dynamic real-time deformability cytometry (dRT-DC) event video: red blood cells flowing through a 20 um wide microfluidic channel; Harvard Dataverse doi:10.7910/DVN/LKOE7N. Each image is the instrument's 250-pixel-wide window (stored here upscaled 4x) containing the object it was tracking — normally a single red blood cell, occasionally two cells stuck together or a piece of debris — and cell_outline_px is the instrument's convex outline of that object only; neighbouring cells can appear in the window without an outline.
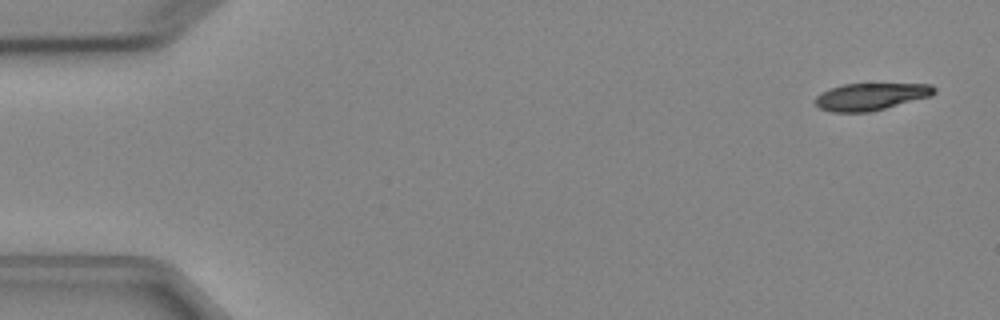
{"species": "Egyptian fruit bat (a non-hibernating species)", "species_latin": "Rousettus aegyptiacus", "temperature_condition": "cold", "stored_images_in_passage": 8, "camera_frame_rate_fps": 3000, "um_per_image_px": 0.085, "animal": {"sex": "female"}, "frame": {"image": 1, "passage_image": 1, "time_ms": 0.0, "image_size_px": [1000, 320], "cell_outline_px": [[936, 92], [932, 96], [868, 112], [832, 112], [820, 108], [816, 104], [816, 96], [820, 92], [828, 88], [844, 84], [932, 84], [936, 88]], "centroid_in_image_um": [74.02, 8.2], "position_along_channel_um": 11.0, "area_um2": 18.79}}
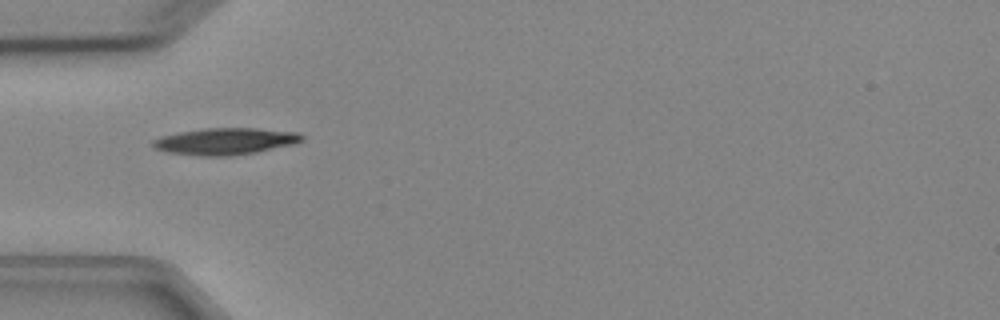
{"frame": {"image": 2, "passage_image": 5, "time_ms": 4.667, "image_size_px": [1000, 320], "cell_outline_px": [[304, 140], [296, 144], [256, 152], [228, 156], [204, 156], [168, 152], [152, 148], [152, 140], [160, 136], [180, 132], [204, 128], [256, 128], [300, 132], [304, 136]], "centroid_in_image_um": [19.18, 12.0], "position_along_channel_um": 65.8, "area_um2": 23.41}}